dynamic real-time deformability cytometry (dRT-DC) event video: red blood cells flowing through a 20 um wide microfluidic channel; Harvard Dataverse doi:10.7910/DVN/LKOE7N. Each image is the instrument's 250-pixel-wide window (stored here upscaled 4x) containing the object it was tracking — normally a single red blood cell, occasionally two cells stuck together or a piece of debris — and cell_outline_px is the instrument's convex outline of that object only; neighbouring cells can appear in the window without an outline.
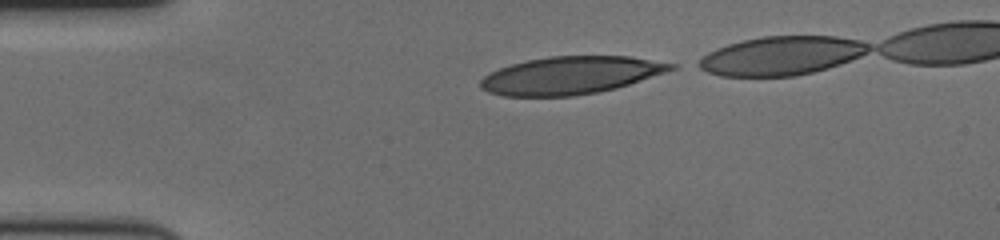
{"species": "human", "species_latin": "Homo sapiens", "temperature_condition": "cold", "stored_images_in_passage": 40, "camera_frame_rate_fps": 3000, "um_per_image_px": 0.085, "donor": {"sex": "female"}, "frame": {"image": 1, "passage_image": 1, "time_ms": 0.0, "image_size_px": [1000, 240], "cell_outline_px": [[680, 68], [616, 88], [596, 92], [572, 96], [504, 96], [488, 92], [480, 88], [480, 80], [484, 76], [500, 68], [512, 64], [528, 60], [548, 56], [632, 56], [680, 64]], "centroid_in_image_um": [48.57, 6.39], "position_along_channel_um": 36.4, "area_um2": 41.96}}
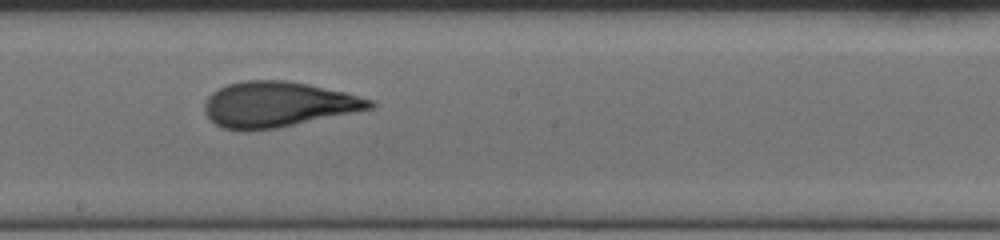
{"frame": {"image": 2, "passage_image": 21, "time_ms": 6.667, "image_size_px": [1000, 240], "cell_outline_px": [[376, 108], [276, 128], [248, 132], [244, 132], [220, 128], [204, 112], [204, 104], [208, 96], [212, 92], [228, 84], [244, 80], [284, 80], [308, 84], [344, 92], [372, 100], [376, 104]], "centroid_in_image_um": [23.6, 8.89], "position_along_channel_um": 224.6, "area_um2": 43.93}}
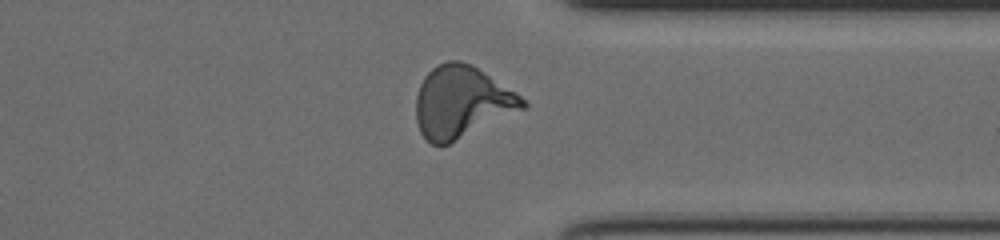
{"frame": {"image": 3, "passage_image": 34, "time_ms": 11.0, "image_size_px": [1000, 240], "cell_outline_px": [[528, 108], [448, 144], [432, 144], [420, 132], [416, 120], [416, 96], [420, 84], [424, 76], [436, 64], [448, 60], [460, 60], [472, 64], [520, 96], [528, 104]], "centroid_in_image_um": [39.24, 8.66], "position_along_channel_um": 372.2, "area_um2": 44.62}}